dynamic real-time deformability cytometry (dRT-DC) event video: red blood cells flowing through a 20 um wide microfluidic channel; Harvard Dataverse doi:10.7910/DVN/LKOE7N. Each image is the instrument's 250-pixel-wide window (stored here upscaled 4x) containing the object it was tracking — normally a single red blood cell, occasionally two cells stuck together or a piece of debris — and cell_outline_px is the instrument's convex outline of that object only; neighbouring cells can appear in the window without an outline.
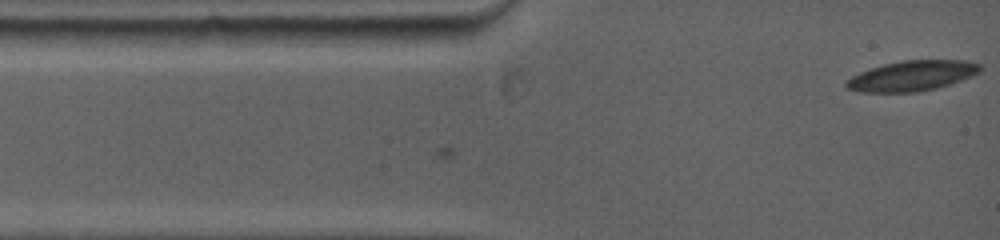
{"species": "common noctule bat (a hibernating species)", "species_latin": "Nyctalus noctula", "temperature_condition": "warm", "stored_images_in_passage": 10, "camera_frame_rate_fps": 5000, "um_per_image_px": 0.085, "animal": {"sex": "female", "body_mass_g": 19.0, "forearm_length_mm": 53.3}, "frame": {"image": 1, "passage_image": 10, "time_ms": 1.2, "image_size_px": [1000, 240], "cell_outline_px": [[984, 68], [980, 72], [972, 76], [936, 88], [916, 92], [860, 92], [848, 88], [844, 84], [844, 80], [860, 72], [884, 64], [900, 60], [964, 60], [980, 64]], "centroid_in_image_um": [77.52, 6.44], "position_along_channel_um": 7.5, "area_um2": 23.58}}